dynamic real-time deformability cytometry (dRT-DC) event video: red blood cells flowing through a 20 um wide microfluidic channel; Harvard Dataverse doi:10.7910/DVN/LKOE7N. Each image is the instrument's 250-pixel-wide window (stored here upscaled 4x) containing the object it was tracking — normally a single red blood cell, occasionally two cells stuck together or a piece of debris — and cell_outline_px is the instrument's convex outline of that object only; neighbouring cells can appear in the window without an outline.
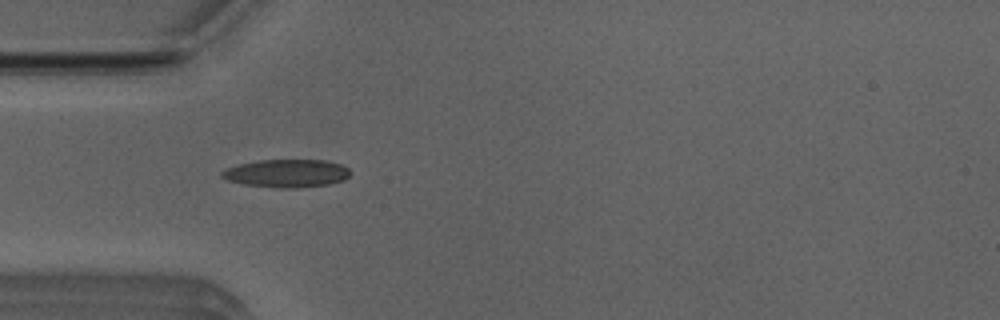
{"species": "Egyptian fruit bat (a non-hibernating species)", "species_latin": "Rousettus aegyptiacus", "temperature_condition": "room temperature", "stored_images_in_passage": 37, "camera_frame_rate_fps": 3000, "um_per_image_px": 0.085, "animal": {"sex": "male"}, "frame": {"image": 1, "passage_image": 1, "time_ms": 0.0, "image_size_px": [1000, 320], "cell_outline_px": [[352, 172], [344, 180], [328, 184], [300, 188], [280, 188], [244, 184], [228, 180], [220, 176], [220, 172], [228, 168], [240, 164], [260, 160], [324, 160], [340, 164], [348, 168]], "centroid_in_image_um": [24.39, 14.73], "position_along_channel_um": 60.6, "area_um2": 20.87}}
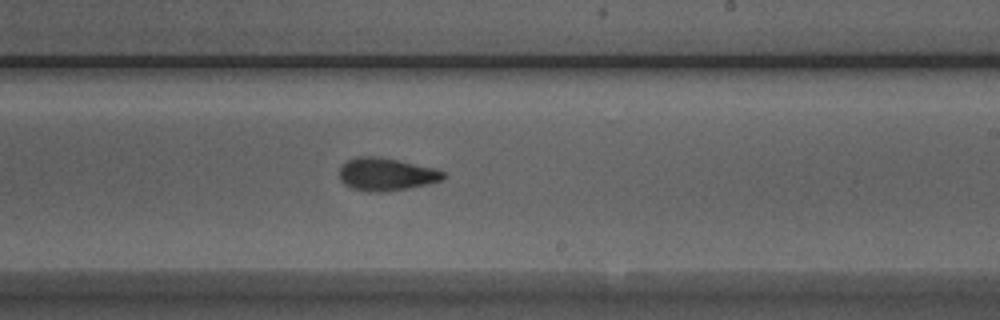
{"frame": {"image": 2, "passage_image": 16, "time_ms": 5.0, "image_size_px": [1000, 320], "cell_outline_px": [[444, 176], [440, 180], [428, 184], [388, 192], [368, 192], [352, 188], [344, 184], [340, 180], [340, 168], [348, 160], [356, 156], [380, 156], [400, 160], [436, 168], [444, 172]], "centroid_in_image_um": [32.82, 14.81], "position_along_channel_um": 256.2, "area_um2": 20.0}}
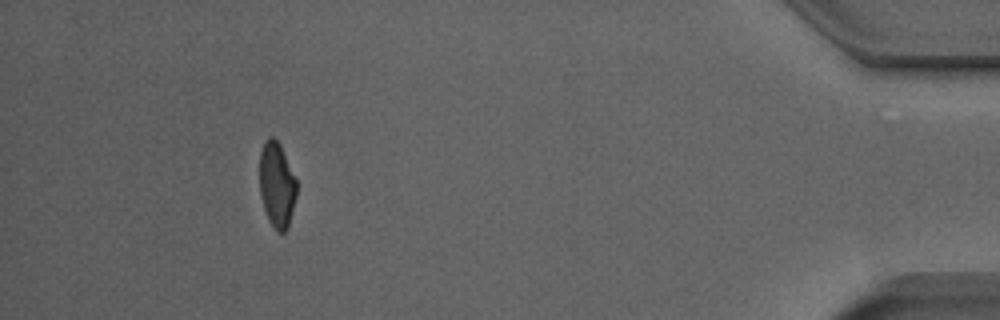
{"frame": {"image": 3, "passage_image": 33, "time_ms": 10.667, "image_size_px": [1000, 320], "cell_outline_px": [[296, 196], [288, 228], [284, 232], [276, 232], [272, 228], [268, 220], [260, 196], [260, 152], [264, 140], [268, 136], [272, 136], [280, 144], [296, 180]], "centroid_in_image_um": [23.51, 15.73], "position_along_channel_um": 411.7, "area_um2": 18.5}, "authors_computed_cell_mechanics": {"area_um2": 19.3052, "velocity_mm_per_s": 3.9317, "shape_relaxation_time_tau1_ms": 6.1542, "shape_relaxation_time_tau2_ms": 3.7164, "deformation_change_tau1": 0.2151, "deformation_change_tau2": 0.1168}}